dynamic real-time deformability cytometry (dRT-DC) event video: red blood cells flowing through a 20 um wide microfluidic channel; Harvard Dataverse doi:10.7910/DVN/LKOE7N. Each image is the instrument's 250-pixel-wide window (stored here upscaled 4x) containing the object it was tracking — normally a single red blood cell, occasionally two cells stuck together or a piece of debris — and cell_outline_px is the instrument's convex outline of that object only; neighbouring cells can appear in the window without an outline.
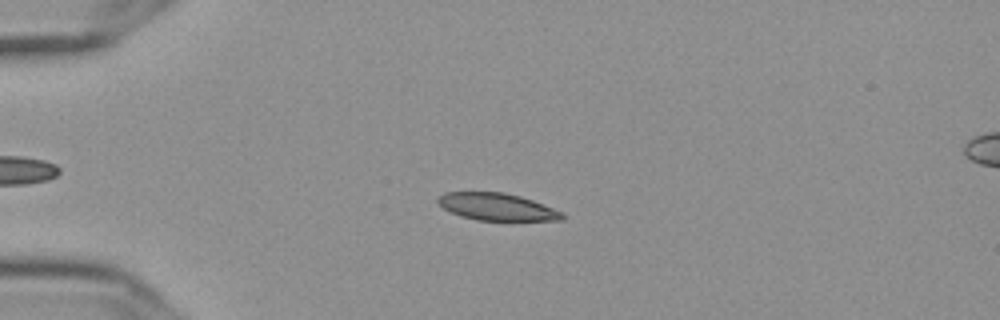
{"species": "Egyptian fruit bat (a non-hibernating species)", "species_latin": "Rousettus aegyptiacus", "temperature_condition": "cold", "stored_images_in_passage": 56, "camera_frame_rate_fps": 3000, "um_per_image_px": 0.085, "frame": {"image": 1, "passage_image": 14, "time_ms": 4.333, "image_size_px": [1000, 320], "cell_outline_px": [[564, 220], [476, 220], [460, 216], [444, 208], [436, 200], [444, 192], [504, 192], [520, 196], [532, 200], [564, 212]], "centroid_in_image_um": [42.26, 17.58], "position_along_channel_um": 42.7, "area_um2": 19.59}}
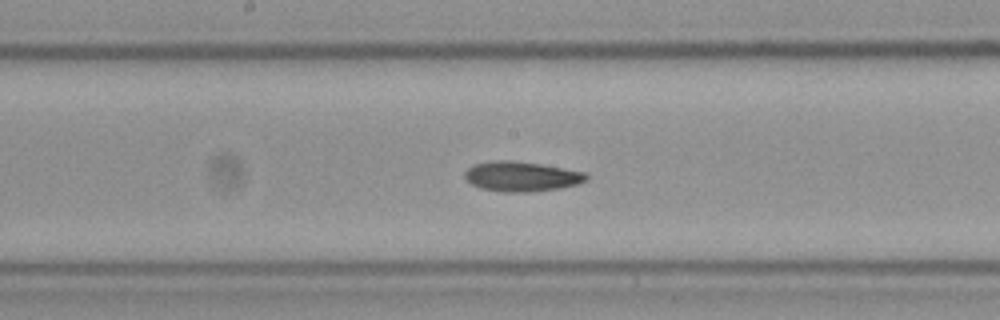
{"frame": {"image": 2, "passage_image": 30, "time_ms": 9.667, "image_size_px": [1000, 320], "cell_outline_px": [[588, 180], [576, 184], [560, 188], [528, 192], [500, 192], [480, 188], [472, 184], [464, 176], [464, 172], [468, 168], [476, 164], [496, 160], [512, 160], [540, 164], [584, 172], [588, 176]], "centroid_in_image_um": [44.31, 15.0], "position_along_channel_um": 203.9, "area_um2": 21.04}}
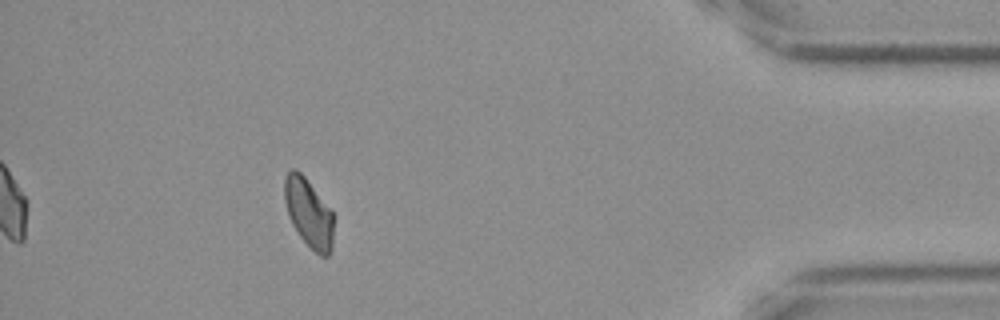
{"frame": {"image": 3, "passage_image": 51, "time_ms": 16.667, "image_size_px": [1000, 320], "cell_outline_px": [[332, 248], [328, 256], [320, 256], [300, 236], [292, 224], [288, 216], [284, 200], [284, 180], [288, 172], [292, 168], [296, 168], [304, 176], [332, 212]], "centroid_in_image_um": [26.2, 18.08], "position_along_channel_um": 409.0, "area_um2": 19.25}}